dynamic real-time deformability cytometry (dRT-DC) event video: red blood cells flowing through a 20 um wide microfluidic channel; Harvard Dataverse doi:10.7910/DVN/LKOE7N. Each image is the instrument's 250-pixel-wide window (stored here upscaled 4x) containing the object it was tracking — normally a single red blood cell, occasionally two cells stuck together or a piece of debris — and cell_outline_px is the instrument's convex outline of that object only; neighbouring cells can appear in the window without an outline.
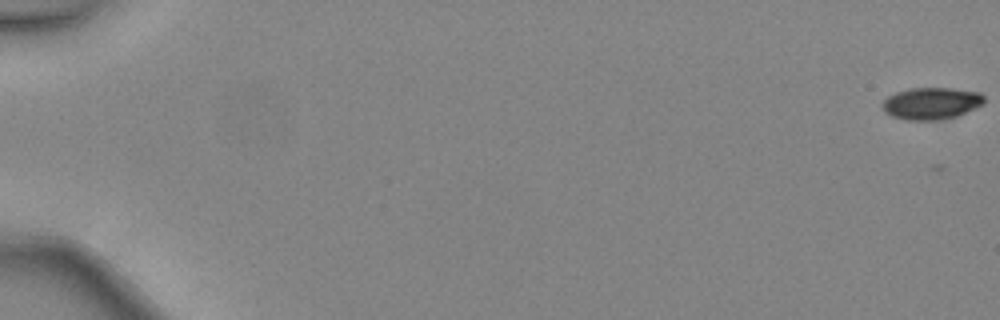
{"species": "common noctule bat (a hibernating species)", "species_latin": "Nyctalus noctula", "temperature_condition": "warm", "stored_images_in_passage": 10, "camera_frame_rate_fps": 3000, "um_per_image_px": 0.085, "animal": {"sex": "female", "body_mass_g": 24.6, "forearm_length_mm": 56.2}, "frame": {"image": 1, "passage_image": 1, "time_ms": 0.0, "image_size_px": [1000, 320], "cell_outline_px": [[984, 104], [956, 116], [944, 120], [908, 120], [892, 116], [884, 112], [880, 104], [888, 96], [896, 92], [912, 88], [952, 88], [980, 92], [984, 96]], "centroid_in_image_um": [79.15, 8.79], "position_along_channel_um": 5.8, "area_um2": 19.07}}